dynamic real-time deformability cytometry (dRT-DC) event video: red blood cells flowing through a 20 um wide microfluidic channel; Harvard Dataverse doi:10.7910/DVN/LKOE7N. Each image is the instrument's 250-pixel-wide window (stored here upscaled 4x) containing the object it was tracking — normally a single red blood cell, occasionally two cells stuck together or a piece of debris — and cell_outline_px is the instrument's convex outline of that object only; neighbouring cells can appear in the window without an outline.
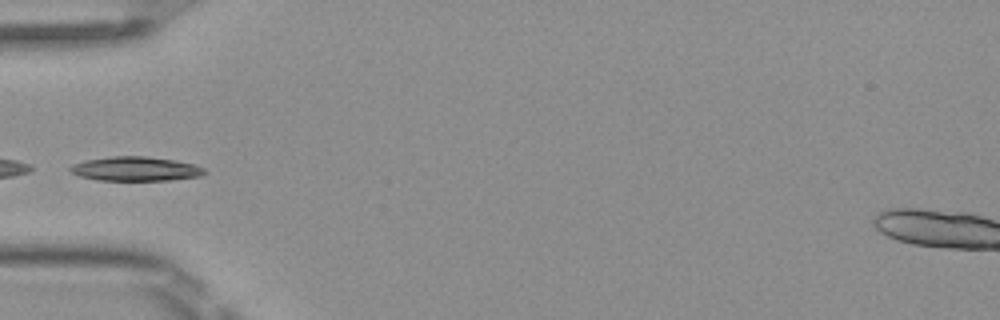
{"species": "Egyptian fruit bat (a non-hibernating species)", "species_latin": "Rousettus aegyptiacus", "temperature_condition": "room temperature", "stored_images_in_passage": 32, "camera_frame_rate_fps": 3000, "um_per_image_px": 0.085, "frame": {"image": 1, "passage_image": 1, "time_ms": 0.0, "image_size_px": [1000, 320], "cell_outline_px": [[208, 172], [200, 176], [168, 180], [96, 180], [80, 176], [72, 172], [68, 168], [72, 164], [84, 160], [112, 156], [144, 156], [176, 160], [196, 164], [204, 168]], "centroid_in_image_um": [11.54, 14.34], "position_along_channel_um": 73.5, "area_um2": 19.07}}
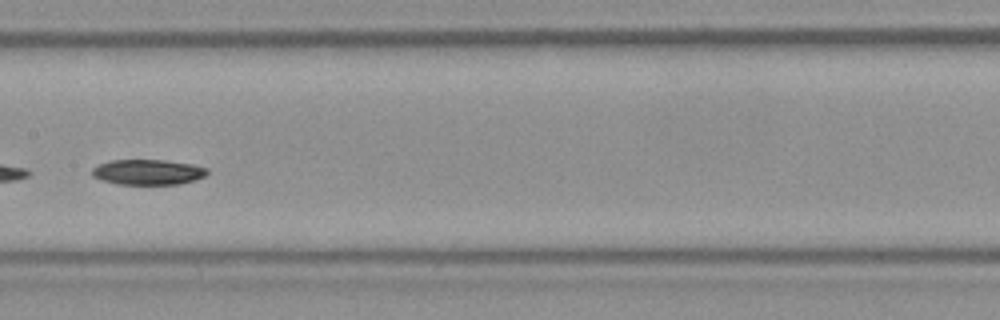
{"frame": {"image": 2, "passage_image": 10, "time_ms": 3.0, "image_size_px": [1000, 320], "cell_outline_px": [[208, 172], [204, 176], [180, 184], [120, 184], [104, 180], [92, 176], [92, 168], [100, 164], [112, 160], [164, 160], [192, 164], [208, 168]], "centroid_in_image_um": [12.58, 14.62], "position_along_channel_um": 194.8, "area_um2": 16.76}}
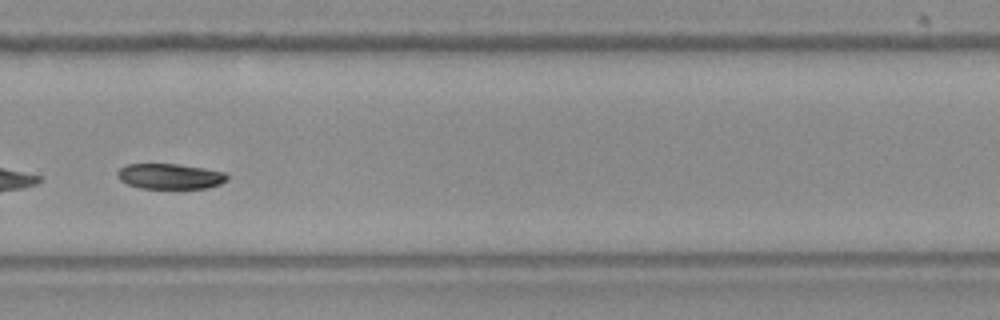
{"frame": {"image": 3, "passage_image": 19, "time_ms": 6.0, "image_size_px": [1000, 320], "cell_outline_px": [[228, 180], [220, 184], [208, 188], [140, 188], [128, 184], [120, 180], [116, 176], [116, 172], [120, 168], [128, 164], [180, 164], [204, 168], [224, 172], [228, 176]], "centroid_in_image_um": [14.45, 14.98], "position_along_channel_um": 315.4, "area_um2": 16.3}, "authors_computed_cell_mechanics": {"area_um2": 17.7157, "velocity_mm_per_s": 4.0283, "shape_relaxation_time_tau1_ms": 2.1772, "shape_relaxation_time_tau2_ms": null, "deformation_change_tau1": 0.0706, "deformation_change_tau2": null}}